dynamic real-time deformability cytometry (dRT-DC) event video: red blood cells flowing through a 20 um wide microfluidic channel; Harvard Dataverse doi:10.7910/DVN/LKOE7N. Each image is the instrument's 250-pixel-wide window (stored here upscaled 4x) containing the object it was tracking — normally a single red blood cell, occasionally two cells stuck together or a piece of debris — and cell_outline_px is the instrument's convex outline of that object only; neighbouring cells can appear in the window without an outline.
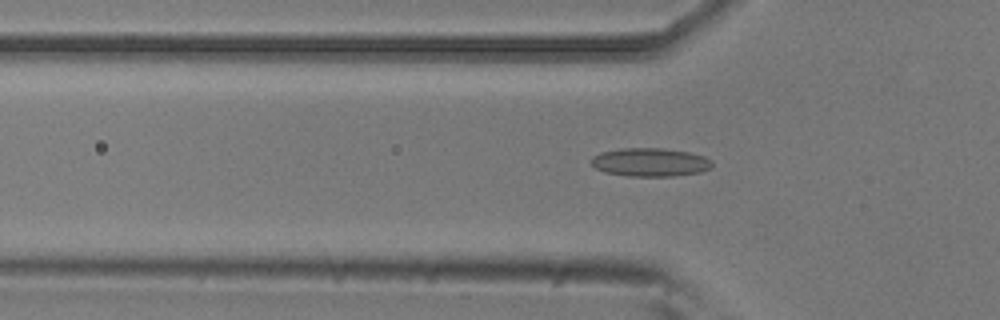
{"species": "common noctule bat (a hibernating species)", "species_latin": "Nyctalus noctula", "temperature_condition": "room temperature", "stored_images_in_passage": 50, "camera_frame_rate_fps": 3000, "um_per_image_px": 0.085, "animal": {"sex": "male", "body_mass_g": 20.5, "forearm_length_mm": 52.5}, "frame": {"image": 1, "passage_image": 17, "time_ms": 5.333, "image_size_px": [1000, 320], "cell_outline_px": [[712, 168], [700, 172], [672, 176], [628, 176], [604, 172], [596, 168], [592, 164], [592, 156], [600, 152], [620, 148], [664, 148], [688, 152], [704, 156], [712, 160]], "centroid_in_image_um": [55.27, 13.78], "position_along_channel_um": 70.5, "area_um2": 20.11}}
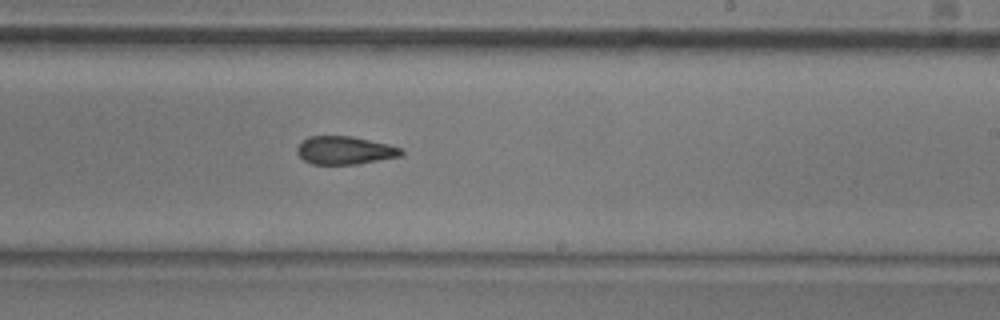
{"frame": {"image": 2, "passage_image": 32, "time_ms": 10.333, "image_size_px": [1000, 320], "cell_outline_px": [[404, 152], [400, 156], [356, 164], [312, 164], [304, 160], [296, 152], [296, 148], [308, 136], [352, 136], [388, 144], [400, 148]], "centroid_in_image_um": [29.29, 12.77], "position_along_channel_um": 259.7, "area_um2": 16.88}}
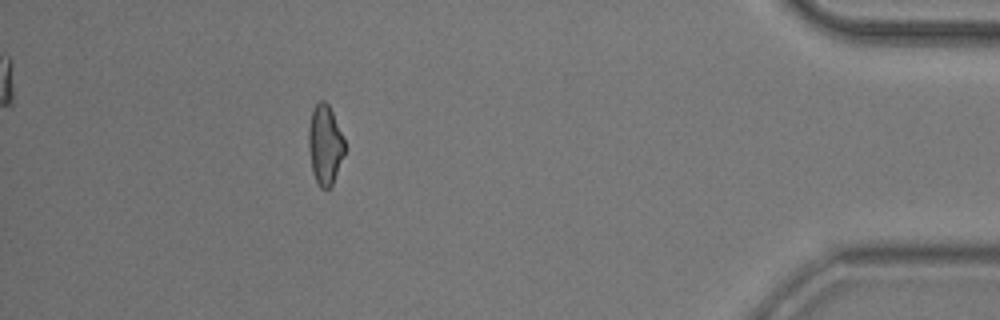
{"frame": {"image": 3, "passage_image": 48, "time_ms": 15.667, "image_size_px": [1000, 320], "cell_outline_px": [[344, 152], [332, 184], [328, 188], [320, 188], [312, 172], [308, 144], [308, 128], [312, 108], [320, 100], [324, 100], [328, 104], [332, 112], [344, 140]], "centroid_in_image_um": [27.59, 12.27], "position_along_channel_um": 407.6, "area_um2": 16.47}, "authors_computed_cell_mechanics": {"area_um2": 18.0914, "velocity_mm_per_s": 3.7646, "shape_relaxation_time_tau1_ms": 10.8295, "shape_relaxation_time_tau2_ms": 3.5029, "deformation_change_tau1": 0.2063, "deformation_change_tau2": 0.117}}